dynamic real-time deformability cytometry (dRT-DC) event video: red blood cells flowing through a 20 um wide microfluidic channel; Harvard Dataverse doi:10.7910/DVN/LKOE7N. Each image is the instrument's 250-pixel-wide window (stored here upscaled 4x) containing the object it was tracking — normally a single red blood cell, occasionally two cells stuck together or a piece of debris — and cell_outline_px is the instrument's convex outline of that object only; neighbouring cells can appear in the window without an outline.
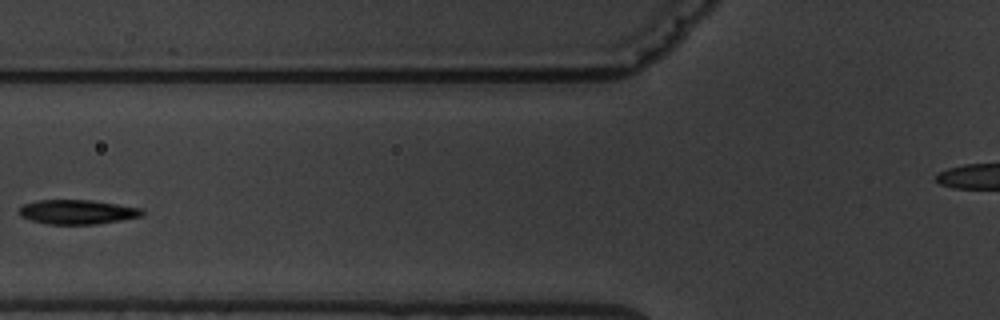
{"species": "common noctule bat (a hibernating species)", "species_latin": "Nyctalus noctula", "temperature_condition": "warm", "stored_images_in_passage": 4, "camera_frame_rate_fps": 3000, "um_per_image_px": 0.085, "animal": {"sex": "male", "body_mass_g": 19.5, "forearm_length_mm": 54.6}, "frame": {"image": 1, "passage_image": 4, "time_ms": 3.333, "image_size_px": [1000, 320], "cell_outline_px": [[144, 212], [140, 216], [120, 220], [96, 224], [48, 224], [32, 220], [20, 216], [16, 212], [24, 204], [36, 200], [92, 200], [144, 208]], "centroid_in_image_um": [6.56, 18.01], "position_along_channel_um": 119.2, "area_um2": 17.51}}